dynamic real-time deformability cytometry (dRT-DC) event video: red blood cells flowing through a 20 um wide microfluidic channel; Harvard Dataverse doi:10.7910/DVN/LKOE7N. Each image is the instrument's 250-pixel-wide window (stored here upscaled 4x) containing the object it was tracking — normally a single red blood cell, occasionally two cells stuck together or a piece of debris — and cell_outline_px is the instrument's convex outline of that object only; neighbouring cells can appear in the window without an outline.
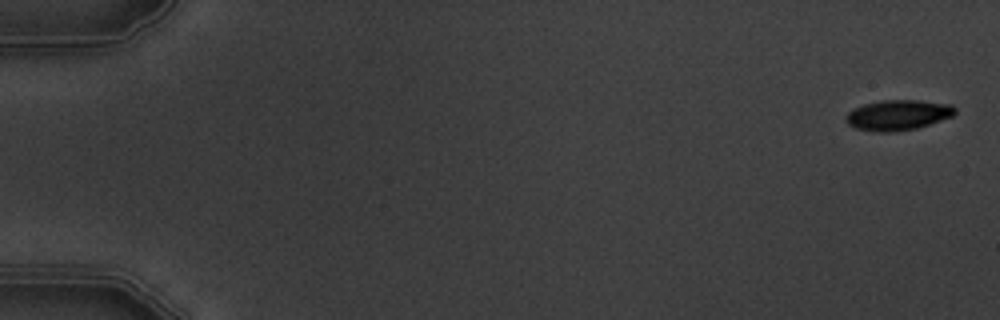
{"species": "common noctule bat (a hibernating species)", "species_latin": "Nyctalus noctula", "temperature_condition": "warm", "stored_images_in_passage": 5, "camera_frame_rate_fps": 3000, "um_per_image_px": 0.085, "animal": {"sex": "male", "body_mass_g": 19.5, "forearm_length_mm": 54.6}, "frame": {"image": 1, "passage_image": 1, "time_ms": 0.0, "image_size_px": [1000, 320], "cell_outline_px": [[956, 112], [952, 116], [916, 128], [896, 132], [872, 132], [856, 128], [848, 124], [844, 120], [844, 116], [852, 108], [864, 104], [884, 100], [920, 100], [952, 104], [956, 108]], "centroid_in_image_um": [76.29, 9.78], "position_along_channel_um": 8.7, "area_um2": 19.48}}